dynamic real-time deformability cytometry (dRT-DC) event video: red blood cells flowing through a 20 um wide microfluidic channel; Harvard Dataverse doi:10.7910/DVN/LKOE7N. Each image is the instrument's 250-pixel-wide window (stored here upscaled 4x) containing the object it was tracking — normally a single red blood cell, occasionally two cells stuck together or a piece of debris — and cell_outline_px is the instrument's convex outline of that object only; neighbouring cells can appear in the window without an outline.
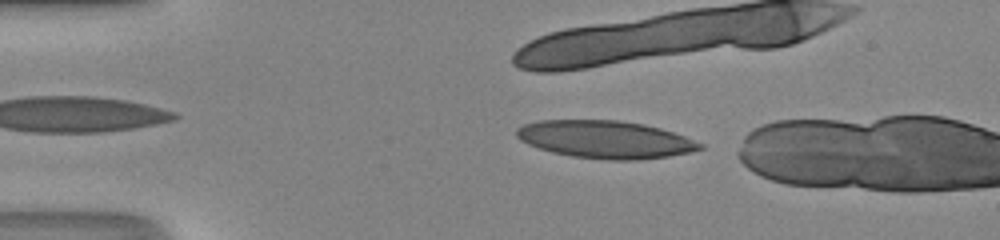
{"species": "human", "species_latin": "Homo sapiens", "temperature_condition": "room temperature", "stored_images_in_passage": 5, "camera_frame_rate_fps": 3000, "um_per_image_px": 0.085, "donor": {"sex": "male"}, "frame": {"image": 1, "passage_image": 1, "time_ms": 0.0, "image_size_px": [1000, 240], "cell_outline_px": [[704, 148], [688, 152], [668, 156], [640, 160], [604, 160], [572, 156], [552, 152], [528, 144], [520, 140], [516, 136], [516, 128], [524, 124], [540, 120], [616, 120], [644, 124], [660, 128], [684, 136], [704, 144]], "centroid_in_image_um": [51.44, 11.85], "position_along_channel_um": 33.6, "area_um2": 40.17}}